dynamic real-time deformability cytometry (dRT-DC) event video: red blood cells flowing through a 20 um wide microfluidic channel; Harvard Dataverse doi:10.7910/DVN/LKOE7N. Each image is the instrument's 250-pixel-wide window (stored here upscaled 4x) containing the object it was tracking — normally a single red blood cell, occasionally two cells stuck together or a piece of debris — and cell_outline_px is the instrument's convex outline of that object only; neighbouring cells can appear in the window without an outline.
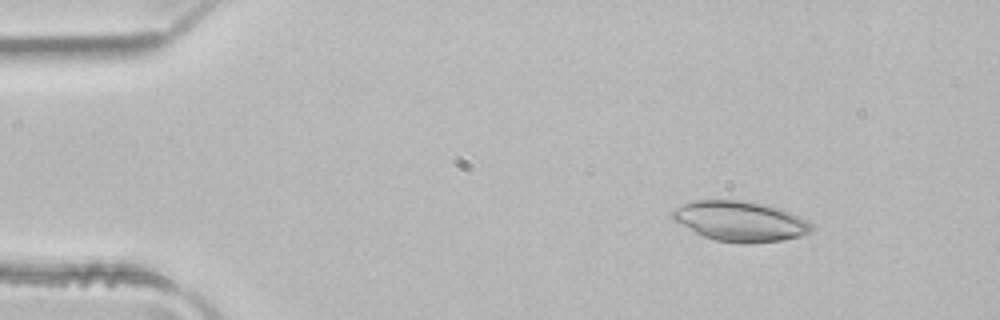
{"species": "common noctule bat (a hibernating species)", "species_latin": "Nyctalus noctula", "temperature_condition": "room temperature", "stored_images_in_passage": 5, "camera_frame_rate_fps": 3000, "um_per_image_px": 0.085, "animal": {"sex": "male", "body_mass_g": 21.5, "forearm_length_mm": 52.0}, "frame": {"image": 1, "passage_image": 5, "time_ms": 1.333, "image_size_px": [1000, 320], "cell_outline_px": [[816, 228], [812, 232], [800, 236], [780, 240], [748, 244], [740, 244], [716, 240], [704, 236], [672, 220], [668, 212], [672, 208], [696, 200], [744, 200], [768, 204], [780, 208], [808, 220]], "centroid_in_image_um": [62.92, 18.8], "position_along_channel_um": 22.1, "area_um2": 33.0}}